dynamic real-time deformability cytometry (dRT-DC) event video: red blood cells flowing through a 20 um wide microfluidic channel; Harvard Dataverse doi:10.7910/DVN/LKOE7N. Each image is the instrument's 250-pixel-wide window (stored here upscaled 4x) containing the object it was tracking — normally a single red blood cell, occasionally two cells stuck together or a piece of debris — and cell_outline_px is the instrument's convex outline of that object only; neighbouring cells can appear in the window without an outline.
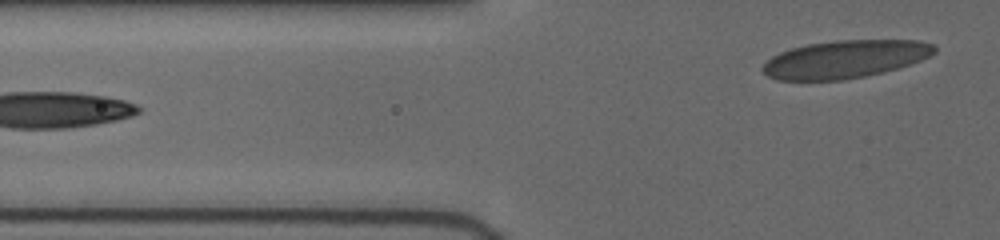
{"species": "human", "species_latin": "Homo sapiens", "temperature_condition": "cold", "stored_images_in_passage": 11, "segment_of_instrument_passage": [2, 2], "camera_frame_rate_fps": 3000, "um_per_image_px": 0.085, "donor": {"sex": "female"}, "frame": {"image": 1, "passage_image": 11, "time_ms": 4.0, "image_size_px": [1000, 240], "cell_outline_px": [[936, 52], [920, 60], [896, 68], [864, 76], [844, 80], [776, 80], [760, 72], [760, 68], [772, 56], [780, 52], [792, 48], [808, 44], [836, 40], [920, 40], [932, 44], [936, 48]], "centroid_in_image_um": [71.78, 5.03], "position_along_channel_um": 54.0, "area_um2": 37.69}}